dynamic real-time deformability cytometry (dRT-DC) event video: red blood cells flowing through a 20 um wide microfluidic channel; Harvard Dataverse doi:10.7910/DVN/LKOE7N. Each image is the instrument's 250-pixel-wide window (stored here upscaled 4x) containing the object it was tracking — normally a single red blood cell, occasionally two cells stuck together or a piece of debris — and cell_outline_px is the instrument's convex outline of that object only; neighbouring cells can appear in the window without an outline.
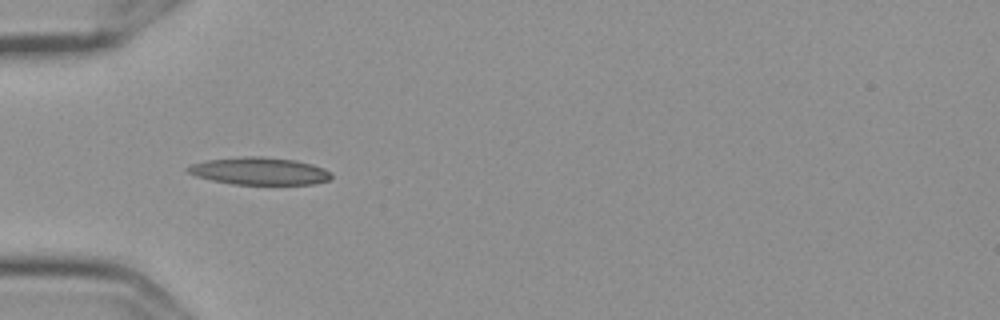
{"species": "Egyptian fruit bat (a non-hibernating species)", "species_latin": "Rousettus aegyptiacus", "temperature_condition": "cold", "stored_images_in_passage": 39, "camera_frame_rate_fps": 3000, "um_per_image_px": 0.085, "frame": {"image": 1, "passage_image": 1, "time_ms": 0.0, "image_size_px": [1000, 320], "cell_outline_px": [[332, 176], [328, 180], [312, 184], [232, 184], [212, 180], [196, 176], [188, 172], [184, 168], [192, 164], [208, 160], [244, 156], [264, 156], [296, 160], [312, 164], [324, 168]], "centroid_in_image_um": [22.03, 14.53], "position_along_channel_um": 63.0, "area_um2": 22.83}}
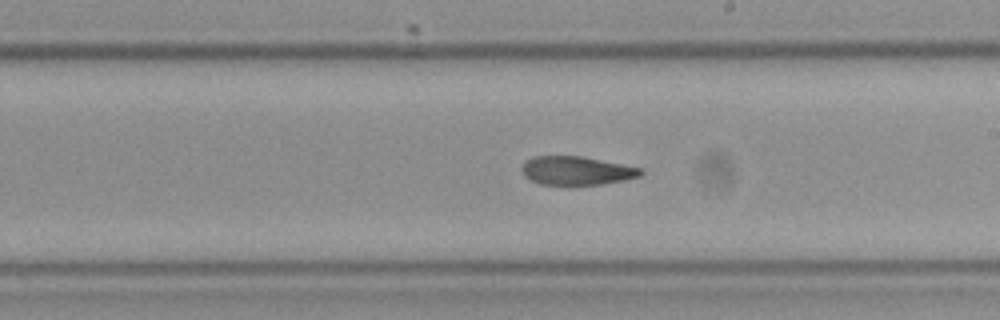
{"frame": {"image": 2, "passage_image": 16, "time_ms": 5.0, "image_size_px": [1000, 320], "cell_outline_px": [[644, 172], [640, 176], [624, 180], [600, 184], [540, 184], [524, 176], [520, 168], [524, 160], [532, 156], [580, 156], [640, 168]], "centroid_in_image_um": [48.94, 14.49], "position_along_channel_um": 240.1, "area_um2": 19.59}}
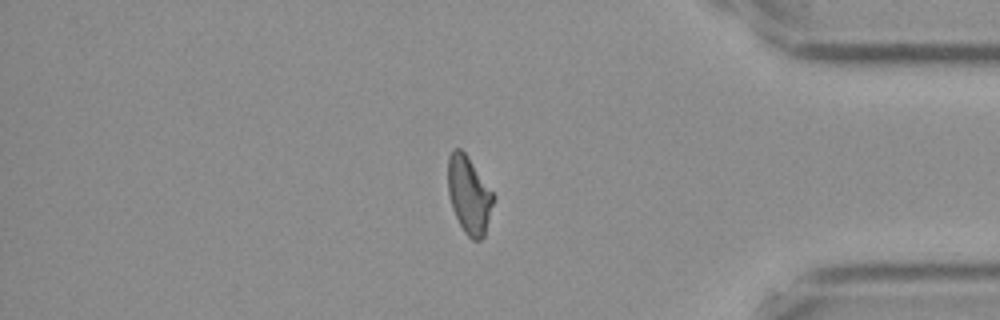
{"frame": {"image": 3, "passage_image": 31, "time_ms": 10.0, "image_size_px": [1000, 320], "cell_outline_px": [[496, 196], [484, 236], [480, 240], [472, 240], [464, 232], [452, 208], [448, 192], [448, 156], [452, 148], [460, 148], [468, 156]], "centroid_in_image_um": [39.87, 16.55], "position_along_channel_um": 395.3, "area_um2": 20.63}, "authors_computed_cell_mechanics": {"area_um2": 20.6346, "velocity_mm_per_s": 3.5922, "shape_relaxation_time_tau1_ms": 8.4774, "shape_relaxation_time_tau2_ms": 3.3278, "deformation_change_tau1": 0.2347, "deformation_change_tau2": 0.11}}